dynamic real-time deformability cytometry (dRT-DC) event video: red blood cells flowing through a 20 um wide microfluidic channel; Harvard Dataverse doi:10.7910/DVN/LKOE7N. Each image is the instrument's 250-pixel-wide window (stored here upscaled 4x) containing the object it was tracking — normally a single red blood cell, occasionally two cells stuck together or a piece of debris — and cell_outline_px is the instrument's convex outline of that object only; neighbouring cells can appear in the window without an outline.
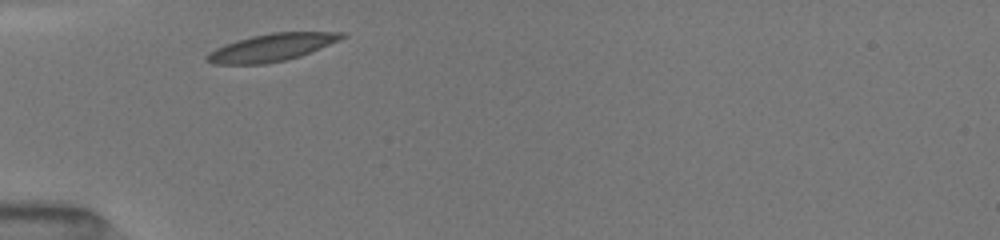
{"species": "common noctule bat (a hibernating species)", "species_latin": "Nyctalus noctula", "temperature_condition": "room temperature", "stored_images_in_passage": 28, "camera_frame_rate_fps": 3000, "um_per_image_px": 0.085, "animal": {"sex": "female", "body_mass_g": 19.5, "forearm_length_mm": 54.1}, "frame": {"image": 1, "passage_image": 1, "time_ms": 0.0, "image_size_px": [1000, 240], "cell_outline_px": [[348, 36], [340, 40], [300, 56], [284, 60], [264, 64], [216, 64], [204, 60], [204, 56], [208, 52], [224, 44], [236, 40], [252, 36], [272, 32], [348, 32]], "centroid_in_image_um": [23.08, 4.03], "position_along_channel_um": 61.9, "area_um2": 21.68}}
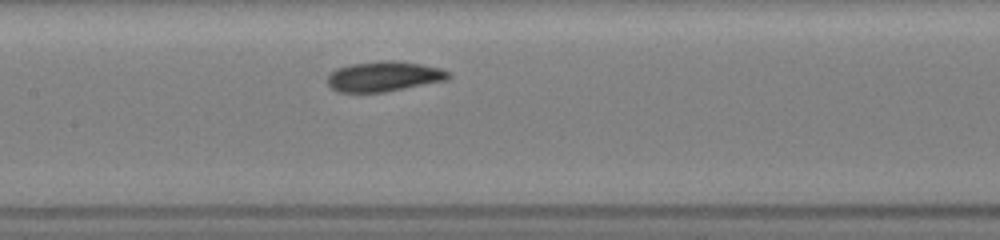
{"frame": {"image": 2, "passage_image": 10, "time_ms": 3.0, "image_size_px": [1000, 240], "cell_outline_px": [[452, 76], [448, 80], [384, 92], [336, 92], [328, 84], [328, 72], [336, 68], [352, 64], [384, 60], [392, 60], [420, 64], [440, 68], [452, 72]], "centroid_in_image_um": [32.65, 6.49], "position_along_channel_um": 174.8, "area_um2": 21.39}}
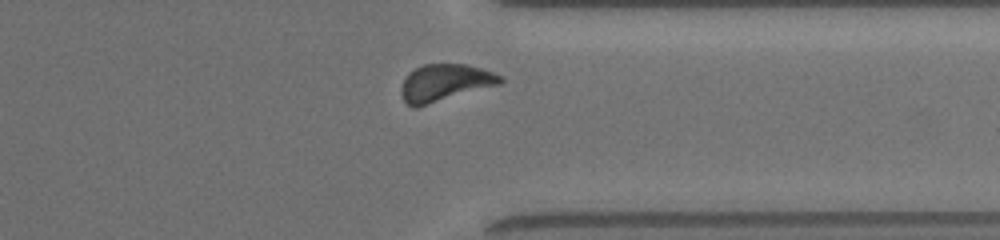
{"frame": {"image": 3, "passage_image": 25, "time_ms": 8.0, "image_size_px": [1000, 240], "cell_outline_px": [[504, 80], [500, 84], [416, 108], [412, 108], [404, 100], [400, 92], [400, 88], [408, 72], [424, 64], [468, 64], [504, 76]], "centroid_in_image_um": [37.81, 7.04], "position_along_channel_um": 373.6, "area_um2": 21.5}, "authors_computed_cell_mechanics": {"area_um2": 21.2126, "velocity_mm_per_s": 3.9933, "shape_relaxation_time_tau1_ms": 1.6531, "shape_relaxation_time_tau2_ms": 2.9914, "deformation_change_tau1": 0.1146, "deformation_change_tau2": 0.0849}}